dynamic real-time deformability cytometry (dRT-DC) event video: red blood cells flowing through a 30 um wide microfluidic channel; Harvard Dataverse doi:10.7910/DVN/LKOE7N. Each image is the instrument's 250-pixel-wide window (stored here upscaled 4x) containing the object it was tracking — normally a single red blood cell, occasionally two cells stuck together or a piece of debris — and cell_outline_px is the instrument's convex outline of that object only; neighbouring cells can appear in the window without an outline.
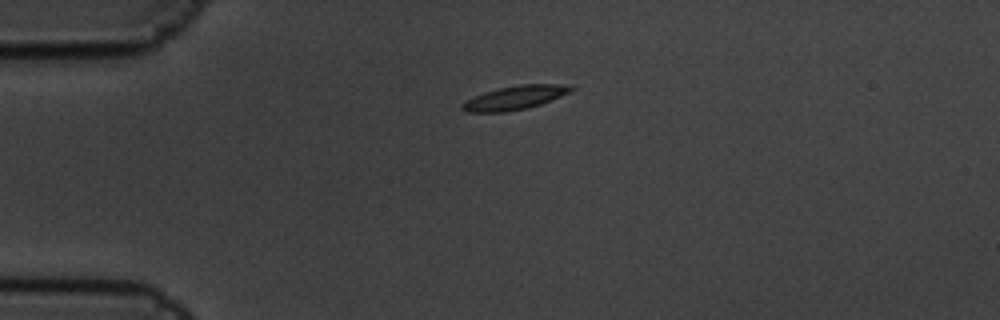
{"species": "common noctule bat (a hibernating species)", "species_latin": "Nyctalus noctula", "temperature_condition": "cold", "stored_images_in_passage": 6, "camera_frame_rate_fps": 3000, "um_per_image_px": 0.085, "animal": {"sex": "male", "body_mass_g": 19.5, "forearm_length_mm": 54.6}, "frame": {"image": 1, "passage_image": 1, "time_ms": 0.0, "image_size_px": [1000, 320], "cell_outline_px": [[576, 88], [552, 100], [528, 108], [504, 112], [464, 112], [460, 108], [460, 104], [484, 92], [500, 88], [520, 84], [572, 84]], "centroid_in_image_um": [43.78, 8.3], "position_along_channel_um": 41.2, "area_um2": 15.09}}
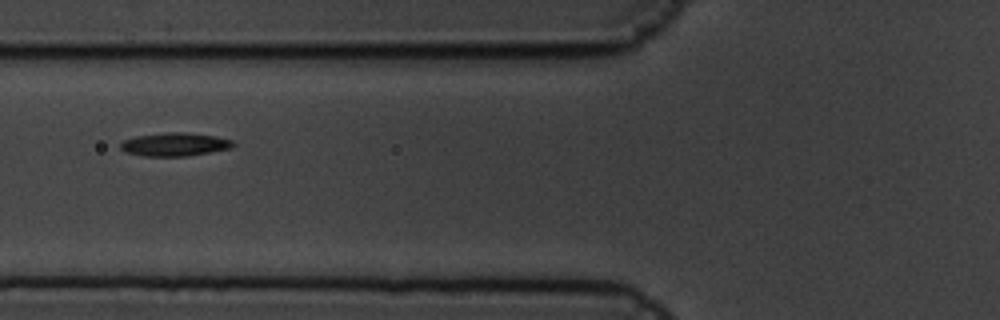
{"frame": {"image": 2, "passage_image": 3, "time_ms": 0.667, "image_size_px": [1000, 320], "cell_outline_px": [[236, 144], [232, 148], [188, 156], [144, 156], [128, 152], [120, 148], [120, 144], [124, 140], [136, 136], [168, 132], [184, 132], [216, 136], [232, 140]], "centroid_in_image_um": [14.89, 12.27], "position_along_channel_um": 110.9, "area_um2": 15.26}}
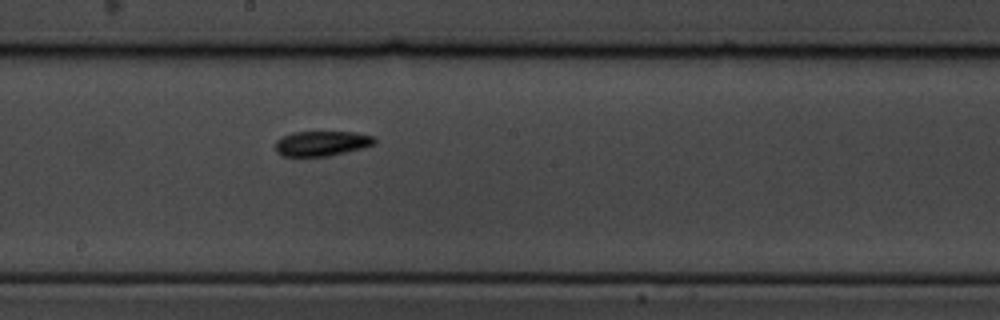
{"frame": {"image": 3, "passage_image": 6, "time_ms": 1.667, "image_size_px": [1000, 320], "cell_outline_px": [[376, 144], [364, 148], [328, 156], [284, 156], [276, 152], [276, 140], [280, 136], [292, 132], [356, 132], [376, 136]], "centroid_in_image_um": [27.38, 12.18], "position_along_channel_um": 220.8, "area_um2": 14.68}}